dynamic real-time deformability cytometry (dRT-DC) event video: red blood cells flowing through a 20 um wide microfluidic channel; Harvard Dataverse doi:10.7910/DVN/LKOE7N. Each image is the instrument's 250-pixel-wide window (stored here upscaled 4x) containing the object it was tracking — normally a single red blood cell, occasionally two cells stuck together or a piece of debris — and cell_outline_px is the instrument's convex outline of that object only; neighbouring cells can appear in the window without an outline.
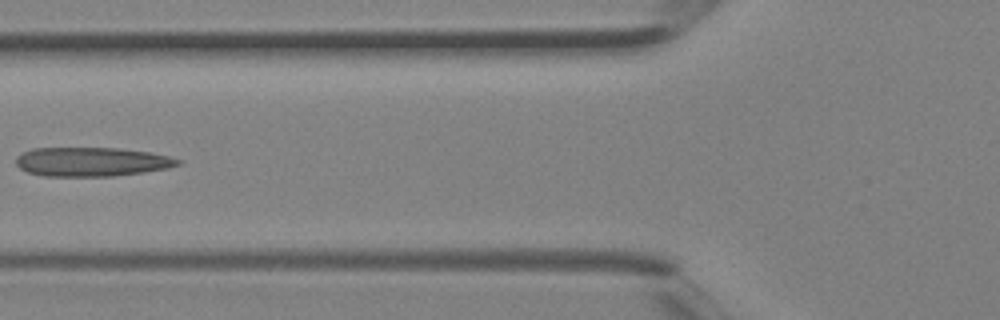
{"species": "Egyptian fruit bat (a non-hibernating species)", "species_latin": "Rousettus aegyptiacus", "temperature_condition": "room temperature", "stored_images_in_passage": 5, "camera_frame_rate_fps": 3000, "um_per_image_px": 0.085, "animal": {"sex": "female"}, "frame": {"image": 1, "passage_image": 5, "time_ms": 1.333, "image_size_px": [1000, 320], "cell_outline_px": [[184, 160], [180, 164], [168, 168], [144, 172], [112, 176], [44, 176], [28, 172], [20, 168], [16, 164], [16, 156], [32, 148], [116, 148], [148, 152], [168, 156]], "centroid_in_image_um": [7.79, 13.75], "position_along_channel_um": 118.0, "area_um2": 27.4}}